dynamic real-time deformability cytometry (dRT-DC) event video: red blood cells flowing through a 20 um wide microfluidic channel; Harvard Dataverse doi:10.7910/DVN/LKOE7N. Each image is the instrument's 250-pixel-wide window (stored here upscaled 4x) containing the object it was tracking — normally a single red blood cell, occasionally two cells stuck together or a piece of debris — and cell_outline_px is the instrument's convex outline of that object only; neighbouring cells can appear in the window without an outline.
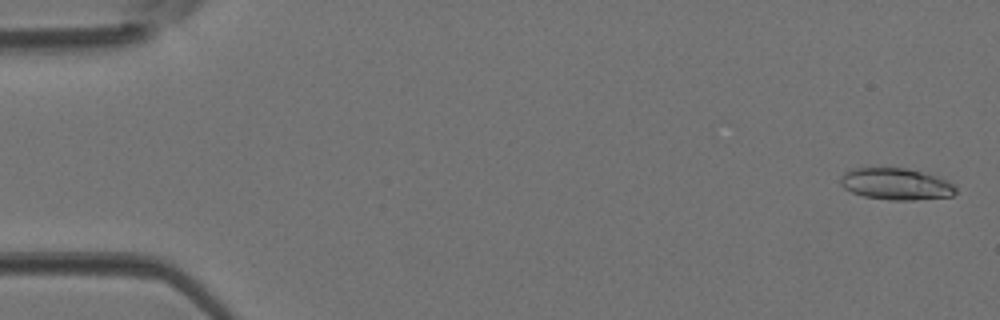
{"species": "Egyptian fruit bat (a non-hibernating species)", "species_latin": "Rousettus aegyptiacus", "temperature_condition": "room temperature", "stored_images_in_passage": 45, "camera_frame_rate_fps": 3000, "um_per_image_px": 0.085, "animal": {"sex": "female"}, "frame": {"image": 1, "passage_image": 2, "time_ms": 0.333, "image_size_px": [1000, 320], "cell_outline_px": [[956, 192], [952, 196], [912, 200], [888, 200], [864, 196], [852, 192], [844, 188], [840, 184], [840, 176], [844, 172], [852, 168], [908, 168], [936, 176], [952, 184], [956, 188]], "centroid_in_image_um": [76.12, 15.64], "position_along_channel_um": 8.9, "area_um2": 21.21}}
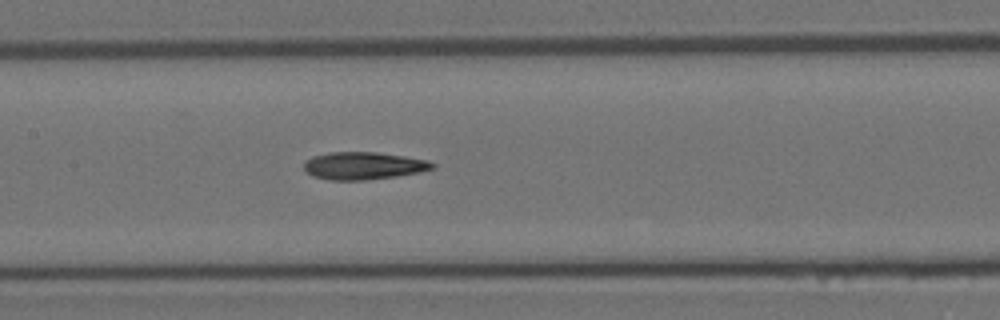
{"frame": {"image": 2, "passage_image": 22, "time_ms": 7.0, "image_size_px": [1000, 320], "cell_outline_px": [[436, 168], [420, 172], [396, 176], [364, 180], [328, 180], [312, 176], [304, 172], [304, 160], [312, 156], [328, 152], [376, 152], [404, 156], [428, 160], [436, 164]], "centroid_in_image_um": [30.87, 14.09], "position_along_channel_um": 176.5, "area_um2": 20.87}}
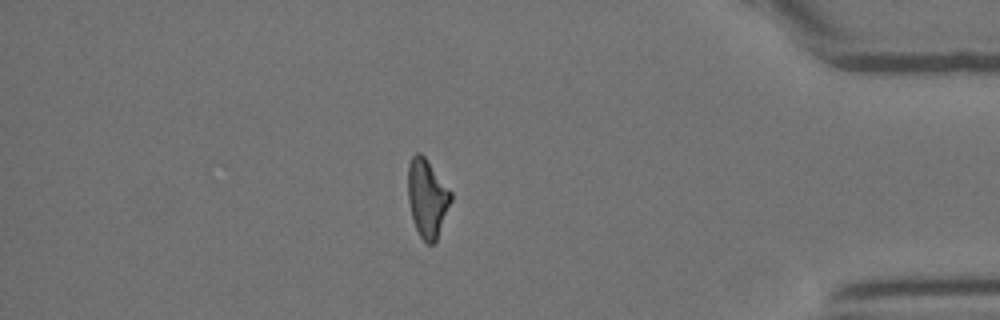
{"frame": {"image": 3, "passage_image": 39, "time_ms": 12.667, "image_size_px": [1000, 320], "cell_outline_px": [[452, 200], [436, 240], [432, 244], [428, 244], [420, 236], [412, 220], [408, 200], [408, 164], [412, 156], [416, 152], [420, 152], [424, 156], [452, 192]], "centroid_in_image_um": [36.3, 16.82], "position_along_channel_um": 398.9, "area_um2": 19.48}}